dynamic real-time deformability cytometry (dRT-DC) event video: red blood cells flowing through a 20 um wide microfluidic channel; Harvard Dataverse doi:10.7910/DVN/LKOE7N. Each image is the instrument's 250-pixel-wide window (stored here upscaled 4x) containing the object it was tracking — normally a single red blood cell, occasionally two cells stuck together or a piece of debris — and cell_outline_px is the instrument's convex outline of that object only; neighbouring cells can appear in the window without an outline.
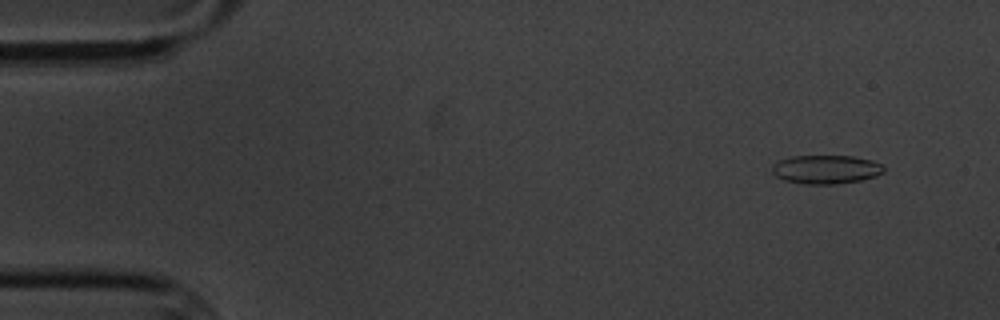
{"species": "common noctule bat (a hibernating species)", "species_latin": "Nyctalus noctula", "temperature_condition": "cold", "stored_images_in_passage": 6, "camera_frame_rate_fps": 3000, "um_per_image_px": 0.085, "animal": {"sex": "male", "body_mass_g": 20.1, "forearm_length_mm": 53.5}, "frame": {"image": 1, "passage_image": 2, "time_ms": 1.333, "image_size_px": [1000, 320], "cell_outline_px": [[884, 172], [876, 176], [860, 180], [836, 184], [804, 184], [784, 180], [776, 176], [772, 172], [772, 164], [788, 156], [852, 156], [872, 160], [880, 164], [884, 168]], "centroid_in_image_um": [70.18, 14.4], "position_along_channel_um": 14.8, "area_um2": 18.73}}
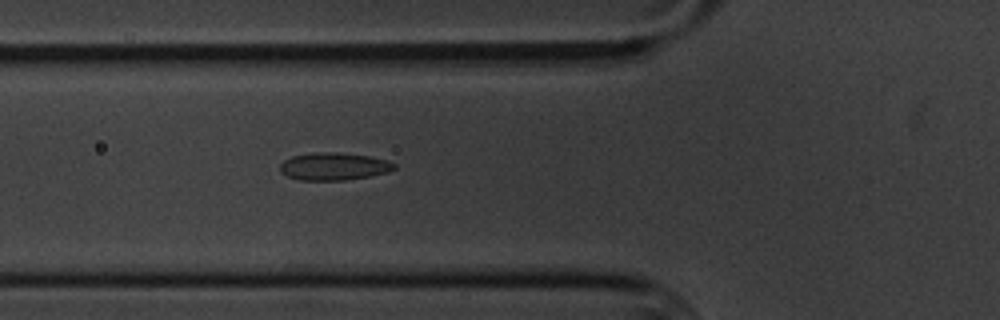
{"frame": {"image": 2, "passage_image": 6, "time_ms": 6.667, "image_size_px": [1000, 320], "cell_outline_px": [[396, 168], [388, 172], [348, 180], [300, 180], [288, 176], [280, 172], [280, 164], [284, 160], [292, 156], [312, 152], [336, 152], [368, 156], [388, 160], [396, 164]], "centroid_in_image_um": [28.37, 14.14], "position_along_channel_um": 97.4, "area_um2": 18.38}}